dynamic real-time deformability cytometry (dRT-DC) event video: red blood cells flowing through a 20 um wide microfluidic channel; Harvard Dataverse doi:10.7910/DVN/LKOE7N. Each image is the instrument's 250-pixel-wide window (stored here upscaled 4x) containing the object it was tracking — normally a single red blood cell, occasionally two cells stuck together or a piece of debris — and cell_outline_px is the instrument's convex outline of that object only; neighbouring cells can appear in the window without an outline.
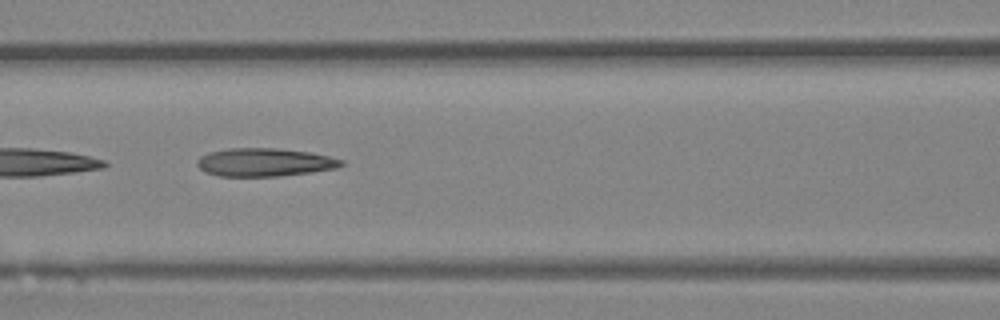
{"species": "Egyptian fruit bat (a non-hibernating species)", "species_latin": "Rousettus aegyptiacus", "temperature_condition": "room temperature", "stored_images_in_passage": 45, "camera_frame_rate_fps": 3000, "um_per_image_px": 0.085, "animal": {"sex": "female"}, "frame": {"image": 1, "passage_image": 20, "time_ms": 6.333, "image_size_px": [1000, 320], "cell_outline_px": [[344, 164], [336, 168], [312, 172], [280, 176], [220, 176], [204, 172], [196, 164], [196, 160], [200, 156], [208, 152], [228, 148], [276, 148], [308, 152], [328, 156], [344, 160]], "centroid_in_image_um": [22.46, 13.79], "position_along_channel_um": 144.1, "area_um2": 23.76}}
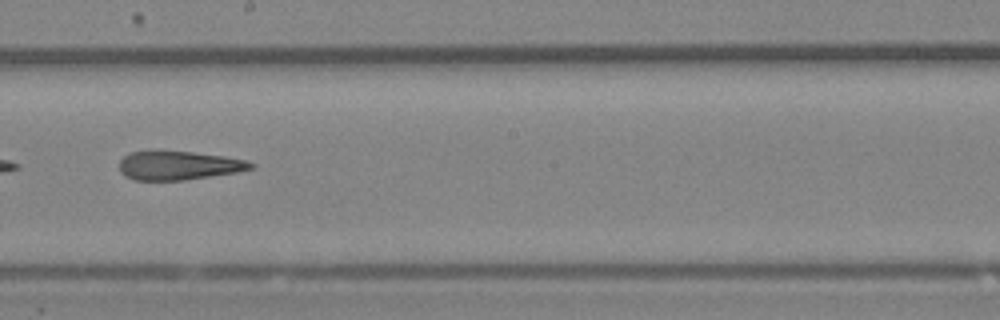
{"frame": {"image": 2, "passage_image": 26, "time_ms": 8.333, "image_size_px": [1000, 320], "cell_outline_px": [[256, 168], [236, 172], [184, 180], [132, 180], [124, 176], [120, 172], [120, 160], [128, 152], [152, 148], [192, 152], [224, 156], [248, 160], [256, 164]], "centroid_in_image_um": [15.14, 14.03], "position_along_channel_um": 233.1, "area_um2": 22.89}}